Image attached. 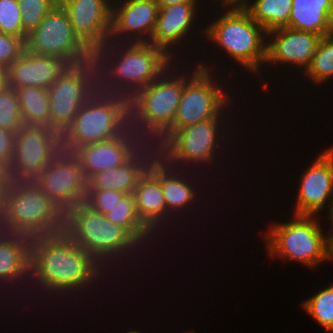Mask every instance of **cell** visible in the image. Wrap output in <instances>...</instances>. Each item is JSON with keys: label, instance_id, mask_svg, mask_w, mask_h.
Returning a JSON list of instances; mask_svg holds the SVG:
<instances>
[{"label": "cell", "instance_id": "cell-1", "mask_svg": "<svg viewBox=\"0 0 333 333\" xmlns=\"http://www.w3.org/2000/svg\"><path fill=\"white\" fill-rule=\"evenodd\" d=\"M220 5L224 14L206 25L203 37L224 49L243 69L259 75L267 57V31L241 5Z\"/></svg>", "mask_w": 333, "mask_h": 333}, {"label": "cell", "instance_id": "cell-2", "mask_svg": "<svg viewBox=\"0 0 333 333\" xmlns=\"http://www.w3.org/2000/svg\"><path fill=\"white\" fill-rule=\"evenodd\" d=\"M317 217L293 214L290 222L271 224L263 235L270 257L297 261L310 268L325 262L326 235Z\"/></svg>", "mask_w": 333, "mask_h": 333}, {"label": "cell", "instance_id": "cell-3", "mask_svg": "<svg viewBox=\"0 0 333 333\" xmlns=\"http://www.w3.org/2000/svg\"><path fill=\"white\" fill-rule=\"evenodd\" d=\"M39 252L43 268V292L50 296L53 293L63 296L84 291L87 285L91 287L93 282L101 280L102 269H106L81 247L61 245L43 248Z\"/></svg>", "mask_w": 333, "mask_h": 333}, {"label": "cell", "instance_id": "cell-4", "mask_svg": "<svg viewBox=\"0 0 333 333\" xmlns=\"http://www.w3.org/2000/svg\"><path fill=\"white\" fill-rule=\"evenodd\" d=\"M201 63L203 62H199L191 74H184L181 100L174 118L178 130L217 118L232 104V97L223 90L224 85L213 77L208 62Z\"/></svg>", "mask_w": 333, "mask_h": 333}, {"label": "cell", "instance_id": "cell-5", "mask_svg": "<svg viewBox=\"0 0 333 333\" xmlns=\"http://www.w3.org/2000/svg\"><path fill=\"white\" fill-rule=\"evenodd\" d=\"M140 149L132 157L142 178L162 181L171 178L180 168L176 161L178 129L174 120H149L139 117Z\"/></svg>", "mask_w": 333, "mask_h": 333}, {"label": "cell", "instance_id": "cell-6", "mask_svg": "<svg viewBox=\"0 0 333 333\" xmlns=\"http://www.w3.org/2000/svg\"><path fill=\"white\" fill-rule=\"evenodd\" d=\"M78 218L80 247L105 268L108 265L112 268L111 264L123 260L122 256L129 259V254L139 251L141 245L123 227L112 223L85 202L78 204Z\"/></svg>", "mask_w": 333, "mask_h": 333}, {"label": "cell", "instance_id": "cell-7", "mask_svg": "<svg viewBox=\"0 0 333 333\" xmlns=\"http://www.w3.org/2000/svg\"><path fill=\"white\" fill-rule=\"evenodd\" d=\"M173 61L151 43L117 42L111 79L122 88L139 91L175 65Z\"/></svg>", "mask_w": 333, "mask_h": 333}, {"label": "cell", "instance_id": "cell-8", "mask_svg": "<svg viewBox=\"0 0 333 333\" xmlns=\"http://www.w3.org/2000/svg\"><path fill=\"white\" fill-rule=\"evenodd\" d=\"M61 245L80 247L78 204L56 206L43 221L20 227L17 246L23 252Z\"/></svg>", "mask_w": 333, "mask_h": 333}, {"label": "cell", "instance_id": "cell-9", "mask_svg": "<svg viewBox=\"0 0 333 333\" xmlns=\"http://www.w3.org/2000/svg\"><path fill=\"white\" fill-rule=\"evenodd\" d=\"M39 187L57 206L85 202L87 181L79 159L61 150L39 173Z\"/></svg>", "mask_w": 333, "mask_h": 333}, {"label": "cell", "instance_id": "cell-10", "mask_svg": "<svg viewBox=\"0 0 333 333\" xmlns=\"http://www.w3.org/2000/svg\"><path fill=\"white\" fill-rule=\"evenodd\" d=\"M223 113L217 118L200 121L178 130L175 143L176 161L181 170L183 167V169H186L185 166L189 167L190 170L192 165L195 169L196 166L200 167L202 165L201 167H203V163L206 165L213 164L212 161L215 159L216 152L221 153L218 147L224 135L221 134L220 129L224 125L222 122L225 118L221 117L225 116V113Z\"/></svg>", "mask_w": 333, "mask_h": 333}, {"label": "cell", "instance_id": "cell-11", "mask_svg": "<svg viewBox=\"0 0 333 333\" xmlns=\"http://www.w3.org/2000/svg\"><path fill=\"white\" fill-rule=\"evenodd\" d=\"M302 175L293 214L315 215L333 203V146L321 152ZM327 203V204H326Z\"/></svg>", "mask_w": 333, "mask_h": 333}, {"label": "cell", "instance_id": "cell-12", "mask_svg": "<svg viewBox=\"0 0 333 333\" xmlns=\"http://www.w3.org/2000/svg\"><path fill=\"white\" fill-rule=\"evenodd\" d=\"M115 119L109 105L85 102L61 134L62 150L77 148L114 138Z\"/></svg>", "mask_w": 333, "mask_h": 333}, {"label": "cell", "instance_id": "cell-13", "mask_svg": "<svg viewBox=\"0 0 333 333\" xmlns=\"http://www.w3.org/2000/svg\"><path fill=\"white\" fill-rule=\"evenodd\" d=\"M158 11L155 0H112L114 39L117 42L148 43L155 29Z\"/></svg>", "mask_w": 333, "mask_h": 333}, {"label": "cell", "instance_id": "cell-14", "mask_svg": "<svg viewBox=\"0 0 333 333\" xmlns=\"http://www.w3.org/2000/svg\"><path fill=\"white\" fill-rule=\"evenodd\" d=\"M61 150L58 131L47 126H22L15 135L12 161L39 174Z\"/></svg>", "mask_w": 333, "mask_h": 333}, {"label": "cell", "instance_id": "cell-15", "mask_svg": "<svg viewBox=\"0 0 333 333\" xmlns=\"http://www.w3.org/2000/svg\"><path fill=\"white\" fill-rule=\"evenodd\" d=\"M177 64L169 66L155 81L139 90L141 117L174 120L183 91L184 73L187 74L176 71L179 70Z\"/></svg>", "mask_w": 333, "mask_h": 333}, {"label": "cell", "instance_id": "cell-16", "mask_svg": "<svg viewBox=\"0 0 333 333\" xmlns=\"http://www.w3.org/2000/svg\"><path fill=\"white\" fill-rule=\"evenodd\" d=\"M267 57L265 63L287 64L302 68L310 66L322 36L312 32L282 27L267 32ZM271 39V40H270Z\"/></svg>", "mask_w": 333, "mask_h": 333}, {"label": "cell", "instance_id": "cell-17", "mask_svg": "<svg viewBox=\"0 0 333 333\" xmlns=\"http://www.w3.org/2000/svg\"><path fill=\"white\" fill-rule=\"evenodd\" d=\"M74 40L75 34L66 10L54 6L39 25L27 34L25 51L55 57L73 49Z\"/></svg>", "mask_w": 333, "mask_h": 333}, {"label": "cell", "instance_id": "cell-18", "mask_svg": "<svg viewBox=\"0 0 333 333\" xmlns=\"http://www.w3.org/2000/svg\"><path fill=\"white\" fill-rule=\"evenodd\" d=\"M197 6L198 2H183L159 8L155 29L148 43L163 50L173 60L176 59L173 53L175 46L178 43L182 45L181 40L191 33L192 25L198 17Z\"/></svg>", "mask_w": 333, "mask_h": 333}, {"label": "cell", "instance_id": "cell-19", "mask_svg": "<svg viewBox=\"0 0 333 333\" xmlns=\"http://www.w3.org/2000/svg\"><path fill=\"white\" fill-rule=\"evenodd\" d=\"M6 70L7 86L13 89H48L60 76L54 56L32 54L25 50Z\"/></svg>", "mask_w": 333, "mask_h": 333}, {"label": "cell", "instance_id": "cell-20", "mask_svg": "<svg viewBox=\"0 0 333 333\" xmlns=\"http://www.w3.org/2000/svg\"><path fill=\"white\" fill-rule=\"evenodd\" d=\"M116 45L112 27H102L75 35L73 49L99 76L111 78Z\"/></svg>", "mask_w": 333, "mask_h": 333}, {"label": "cell", "instance_id": "cell-21", "mask_svg": "<svg viewBox=\"0 0 333 333\" xmlns=\"http://www.w3.org/2000/svg\"><path fill=\"white\" fill-rule=\"evenodd\" d=\"M47 91L50 128L62 134L85 103L81 85L74 78L60 75Z\"/></svg>", "mask_w": 333, "mask_h": 333}, {"label": "cell", "instance_id": "cell-22", "mask_svg": "<svg viewBox=\"0 0 333 333\" xmlns=\"http://www.w3.org/2000/svg\"><path fill=\"white\" fill-rule=\"evenodd\" d=\"M288 28L322 37L333 34V0H292Z\"/></svg>", "mask_w": 333, "mask_h": 333}, {"label": "cell", "instance_id": "cell-23", "mask_svg": "<svg viewBox=\"0 0 333 333\" xmlns=\"http://www.w3.org/2000/svg\"><path fill=\"white\" fill-rule=\"evenodd\" d=\"M73 154L79 159L86 181L99 172L123 165L131 158L114 138L81 146Z\"/></svg>", "mask_w": 333, "mask_h": 333}, {"label": "cell", "instance_id": "cell-24", "mask_svg": "<svg viewBox=\"0 0 333 333\" xmlns=\"http://www.w3.org/2000/svg\"><path fill=\"white\" fill-rule=\"evenodd\" d=\"M135 206L140 220L158 237L157 232L165 229V219L170 220V214L167 212L166 203L163 197L160 182L140 178L133 191ZM164 223V224H163ZM163 224V225H162ZM157 231V232H156ZM157 235H156V234Z\"/></svg>", "mask_w": 333, "mask_h": 333}, {"label": "cell", "instance_id": "cell-25", "mask_svg": "<svg viewBox=\"0 0 333 333\" xmlns=\"http://www.w3.org/2000/svg\"><path fill=\"white\" fill-rule=\"evenodd\" d=\"M64 9L75 35L97 28L112 27V0H75Z\"/></svg>", "mask_w": 333, "mask_h": 333}, {"label": "cell", "instance_id": "cell-26", "mask_svg": "<svg viewBox=\"0 0 333 333\" xmlns=\"http://www.w3.org/2000/svg\"><path fill=\"white\" fill-rule=\"evenodd\" d=\"M4 203L13 219L22 225L43 221L57 206L39 186L13 195Z\"/></svg>", "mask_w": 333, "mask_h": 333}, {"label": "cell", "instance_id": "cell-27", "mask_svg": "<svg viewBox=\"0 0 333 333\" xmlns=\"http://www.w3.org/2000/svg\"><path fill=\"white\" fill-rule=\"evenodd\" d=\"M141 178L140 170L133 158L112 170L99 172L87 181V190L112 189L132 194Z\"/></svg>", "mask_w": 333, "mask_h": 333}, {"label": "cell", "instance_id": "cell-28", "mask_svg": "<svg viewBox=\"0 0 333 333\" xmlns=\"http://www.w3.org/2000/svg\"><path fill=\"white\" fill-rule=\"evenodd\" d=\"M241 6L267 32L288 27L292 0H247Z\"/></svg>", "mask_w": 333, "mask_h": 333}, {"label": "cell", "instance_id": "cell-29", "mask_svg": "<svg viewBox=\"0 0 333 333\" xmlns=\"http://www.w3.org/2000/svg\"><path fill=\"white\" fill-rule=\"evenodd\" d=\"M186 170L187 172H185ZM188 171L190 170L183 169L181 171L180 169L171 178L160 181L167 212L171 215L173 213L172 216H177V212H185V209L187 210L190 203L192 206V204L195 203L194 201L198 200H195V198H197L196 191L198 190L195 189L197 186H193V178L190 179V177H187Z\"/></svg>", "mask_w": 333, "mask_h": 333}, {"label": "cell", "instance_id": "cell-30", "mask_svg": "<svg viewBox=\"0 0 333 333\" xmlns=\"http://www.w3.org/2000/svg\"><path fill=\"white\" fill-rule=\"evenodd\" d=\"M24 126L50 127L49 99L47 89L23 87L15 89Z\"/></svg>", "mask_w": 333, "mask_h": 333}, {"label": "cell", "instance_id": "cell-31", "mask_svg": "<svg viewBox=\"0 0 333 333\" xmlns=\"http://www.w3.org/2000/svg\"><path fill=\"white\" fill-rule=\"evenodd\" d=\"M105 217L117 226L123 227L141 246H145L147 241L153 240V232L137 214L133 194H125Z\"/></svg>", "mask_w": 333, "mask_h": 333}, {"label": "cell", "instance_id": "cell-32", "mask_svg": "<svg viewBox=\"0 0 333 333\" xmlns=\"http://www.w3.org/2000/svg\"><path fill=\"white\" fill-rule=\"evenodd\" d=\"M38 186V173L24 170L13 161L7 162L0 179V199L4 202L13 195Z\"/></svg>", "mask_w": 333, "mask_h": 333}, {"label": "cell", "instance_id": "cell-33", "mask_svg": "<svg viewBox=\"0 0 333 333\" xmlns=\"http://www.w3.org/2000/svg\"><path fill=\"white\" fill-rule=\"evenodd\" d=\"M78 83L81 85L85 102L103 105H109L122 88L116 81L101 77L92 69L82 73Z\"/></svg>", "mask_w": 333, "mask_h": 333}, {"label": "cell", "instance_id": "cell-34", "mask_svg": "<svg viewBox=\"0 0 333 333\" xmlns=\"http://www.w3.org/2000/svg\"><path fill=\"white\" fill-rule=\"evenodd\" d=\"M309 81L323 84L333 77V34L323 36L313 55L310 66L304 72ZM320 83V84H319Z\"/></svg>", "mask_w": 333, "mask_h": 333}, {"label": "cell", "instance_id": "cell-35", "mask_svg": "<svg viewBox=\"0 0 333 333\" xmlns=\"http://www.w3.org/2000/svg\"><path fill=\"white\" fill-rule=\"evenodd\" d=\"M303 301L302 308L326 331L333 333V283Z\"/></svg>", "mask_w": 333, "mask_h": 333}, {"label": "cell", "instance_id": "cell-36", "mask_svg": "<svg viewBox=\"0 0 333 333\" xmlns=\"http://www.w3.org/2000/svg\"><path fill=\"white\" fill-rule=\"evenodd\" d=\"M24 280L28 282H26V284L33 282L32 284L35 286V288L39 286L37 288H40L43 293V268L39 251L22 252L18 267L14 272L11 282L8 285L15 287V285L18 283L21 286L24 285ZM19 281H23L24 283H20Z\"/></svg>", "mask_w": 333, "mask_h": 333}, {"label": "cell", "instance_id": "cell-37", "mask_svg": "<svg viewBox=\"0 0 333 333\" xmlns=\"http://www.w3.org/2000/svg\"><path fill=\"white\" fill-rule=\"evenodd\" d=\"M24 126L17 93L12 87L0 90V127L17 132Z\"/></svg>", "mask_w": 333, "mask_h": 333}, {"label": "cell", "instance_id": "cell-38", "mask_svg": "<svg viewBox=\"0 0 333 333\" xmlns=\"http://www.w3.org/2000/svg\"><path fill=\"white\" fill-rule=\"evenodd\" d=\"M139 107V91L129 88H121L109 104V108L114 114L115 122H124L126 119H139Z\"/></svg>", "mask_w": 333, "mask_h": 333}, {"label": "cell", "instance_id": "cell-39", "mask_svg": "<svg viewBox=\"0 0 333 333\" xmlns=\"http://www.w3.org/2000/svg\"><path fill=\"white\" fill-rule=\"evenodd\" d=\"M21 11L23 30L35 29L55 6L54 0H17Z\"/></svg>", "mask_w": 333, "mask_h": 333}, {"label": "cell", "instance_id": "cell-40", "mask_svg": "<svg viewBox=\"0 0 333 333\" xmlns=\"http://www.w3.org/2000/svg\"><path fill=\"white\" fill-rule=\"evenodd\" d=\"M0 33L13 35L26 40L21 11L17 0H0Z\"/></svg>", "mask_w": 333, "mask_h": 333}, {"label": "cell", "instance_id": "cell-41", "mask_svg": "<svg viewBox=\"0 0 333 333\" xmlns=\"http://www.w3.org/2000/svg\"><path fill=\"white\" fill-rule=\"evenodd\" d=\"M139 119H126L115 122L114 139L120 147L132 158L140 149Z\"/></svg>", "mask_w": 333, "mask_h": 333}, {"label": "cell", "instance_id": "cell-42", "mask_svg": "<svg viewBox=\"0 0 333 333\" xmlns=\"http://www.w3.org/2000/svg\"><path fill=\"white\" fill-rule=\"evenodd\" d=\"M22 250L14 244L0 240V287L1 290L11 282L18 267ZM6 283V284H5Z\"/></svg>", "mask_w": 333, "mask_h": 333}, {"label": "cell", "instance_id": "cell-43", "mask_svg": "<svg viewBox=\"0 0 333 333\" xmlns=\"http://www.w3.org/2000/svg\"><path fill=\"white\" fill-rule=\"evenodd\" d=\"M59 74L65 77L74 78L78 81L82 73L91 68L79 57L74 49L63 51L55 56Z\"/></svg>", "mask_w": 333, "mask_h": 333}, {"label": "cell", "instance_id": "cell-44", "mask_svg": "<svg viewBox=\"0 0 333 333\" xmlns=\"http://www.w3.org/2000/svg\"><path fill=\"white\" fill-rule=\"evenodd\" d=\"M124 195L125 193L112 189L87 190L85 203L105 216Z\"/></svg>", "mask_w": 333, "mask_h": 333}, {"label": "cell", "instance_id": "cell-45", "mask_svg": "<svg viewBox=\"0 0 333 333\" xmlns=\"http://www.w3.org/2000/svg\"><path fill=\"white\" fill-rule=\"evenodd\" d=\"M25 50L24 40L20 37L0 33V65L8 68Z\"/></svg>", "mask_w": 333, "mask_h": 333}, {"label": "cell", "instance_id": "cell-46", "mask_svg": "<svg viewBox=\"0 0 333 333\" xmlns=\"http://www.w3.org/2000/svg\"><path fill=\"white\" fill-rule=\"evenodd\" d=\"M21 223L15 221L8 206L0 204V240L9 244L18 245Z\"/></svg>", "mask_w": 333, "mask_h": 333}, {"label": "cell", "instance_id": "cell-47", "mask_svg": "<svg viewBox=\"0 0 333 333\" xmlns=\"http://www.w3.org/2000/svg\"><path fill=\"white\" fill-rule=\"evenodd\" d=\"M16 133L0 127V158L10 162L13 159Z\"/></svg>", "mask_w": 333, "mask_h": 333}, {"label": "cell", "instance_id": "cell-48", "mask_svg": "<svg viewBox=\"0 0 333 333\" xmlns=\"http://www.w3.org/2000/svg\"><path fill=\"white\" fill-rule=\"evenodd\" d=\"M326 235L325 261L333 260V231Z\"/></svg>", "mask_w": 333, "mask_h": 333}, {"label": "cell", "instance_id": "cell-49", "mask_svg": "<svg viewBox=\"0 0 333 333\" xmlns=\"http://www.w3.org/2000/svg\"><path fill=\"white\" fill-rule=\"evenodd\" d=\"M159 8L180 4L183 2H198V0H155Z\"/></svg>", "mask_w": 333, "mask_h": 333}, {"label": "cell", "instance_id": "cell-50", "mask_svg": "<svg viewBox=\"0 0 333 333\" xmlns=\"http://www.w3.org/2000/svg\"><path fill=\"white\" fill-rule=\"evenodd\" d=\"M7 86V70L0 65V90Z\"/></svg>", "mask_w": 333, "mask_h": 333}, {"label": "cell", "instance_id": "cell-51", "mask_svg": "<svg viewBox=\"0 0 333 333\" xmlns=\"http://www.w3.org/2000/svg\"><path fill=\"white\" fill-rule=\"evenodd\" d=\"M246 1L247 0H221V3H220V0H219V3L224 4V5H242Z\"/></svg>", "mask_w": 333, "mask_h": 333}, {"label": "cell", "instance_id": "cell-52", "mask_svg": "<svg viewBox=\"0 0 333 333\" xmlns=\"http://www.w3.org/2000/svg\"><path fill=\"white\" fill-rule=\"evenodd\" d=\"M75 0H54V4L57 7H62L64 8L67 4L73 2Z\"/></svg>", "mask_w": 333, "mask_h": 333}, {"label": "cell", "instance_id": "cell-53", "mask_svg": "<svg viewBox=\"0 0 333 333\" xmlns=\"http://www.w3.org/2000/svg\"><path fill=\"white\" fill-rule=\"evenodd\" d=\"M330 212V213H329ZM328 216L330 217L329 219H331V223H330V226H331V231H333V203L332 205L330 206V209L328 211Z\"/></svg>", "mask_w": 333, "mask_h": 333}, {"label": "cell", "instance_id": "cell-54", "mask_svg": "<svg viewBox=\"0 0 333 333\" xmlns=\"http://www.w3.org/2000/svg\"><path fill=\"white\" fill-rule=\"evenodd\" d=\"M6 163H7V161H5L2 158H0V179H1V176L3 174L4 167H5Z\"/></svg>", "mask_w": 333, "mask_h": 333}, {"label": "cell", "instance_id": "cell-55", "mask_svg": "<svg viewBox=\"0 0 333 333\" xmlns=\"http://www.w3.org/2000/svg\"><path fill=\"white\" fill-rule=\"evenodd\" d=\"M126 333H141V332H139V331H137V330H136V331H135V330H134V331H133V330H129V331L126 332Z\"/></svg>", "mask_w": 333, "mask_h": 333}]
</instances>
